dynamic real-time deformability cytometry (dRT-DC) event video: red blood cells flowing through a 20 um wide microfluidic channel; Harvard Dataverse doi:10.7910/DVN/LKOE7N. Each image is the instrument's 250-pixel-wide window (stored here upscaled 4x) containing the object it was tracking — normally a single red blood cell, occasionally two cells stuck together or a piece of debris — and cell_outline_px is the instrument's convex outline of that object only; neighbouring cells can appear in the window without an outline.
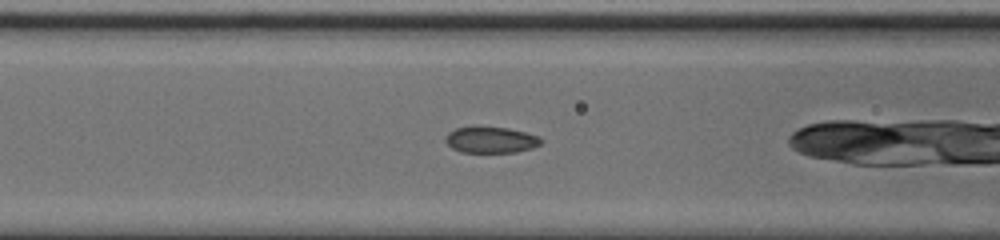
{"species": "common noctule bat (a hibernating species)", "species_latin": "Nyctalus noctula", "temperature_condition": "cold", "stored_images_in_passage": 18, "camera_frame_rate_fps": 3000, "um_per_image_px": 0.085, "animal": {"sex": "male", "body_mass_g": 20.0, "forearm_length_mm": 53.3}, "frame": {"image": 1, "passage_image": 3, "time_ms": 0.667, "image_size_px": [1000, 240], "cell_outline_px": [[544, 140], [540, 144], [532, 148], [516, 152], [460, 152], [452, 148], [444, 140], [444, 136], [448, 132], [456, 128], [476, 124], [508, 128], [540, 136]], "centroid_in_image_um": [41.69, 11.85], "position_along_channel_um": 124.9, "area_um2": 15.14}}
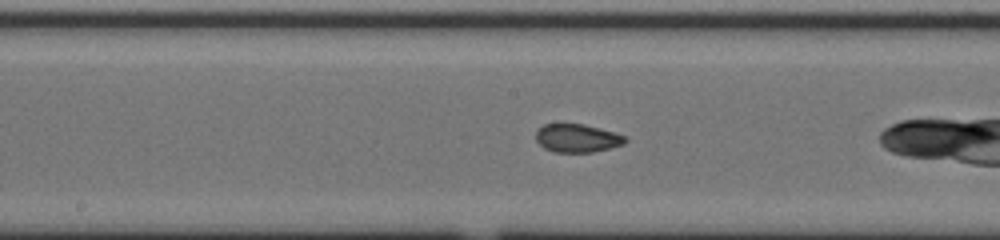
{"frame": {"image": 2, "passage_image": 9, "time_ms": 2.667, "image_size_px": [1000, 240], "cell_outline_px": [[628, 140], [624, 144], [592, 152], [556, 152], [544, 148], [536, 140], [536, 132], [544, 124], [584, 124], [600, 128], [624, 136]], "centroid_in_image_um": [49.05, 11.74], "position_along_channel_um": 199.1, "area_um2": 14.51}}
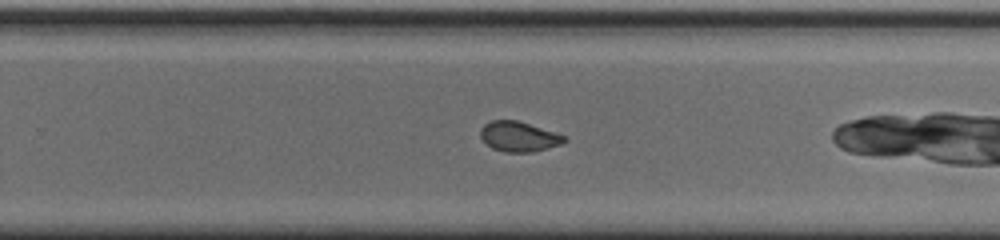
{"frame": {"image": 3, "passage_image": 16, "time_ms": 5.0, "image_size_px": [1000, 240], "cell_outline_px": [[568, 140], [560, 144], [532, 152], [504, 152], [492, 148], [480, 136], [480, 128], [484, 124], [492, 120], [516, 120], [568, 136]], "centroid_in_image_um": [44.11, 11.6], "position_along_channel_um": 285.7, "area_um2": 14.62}}